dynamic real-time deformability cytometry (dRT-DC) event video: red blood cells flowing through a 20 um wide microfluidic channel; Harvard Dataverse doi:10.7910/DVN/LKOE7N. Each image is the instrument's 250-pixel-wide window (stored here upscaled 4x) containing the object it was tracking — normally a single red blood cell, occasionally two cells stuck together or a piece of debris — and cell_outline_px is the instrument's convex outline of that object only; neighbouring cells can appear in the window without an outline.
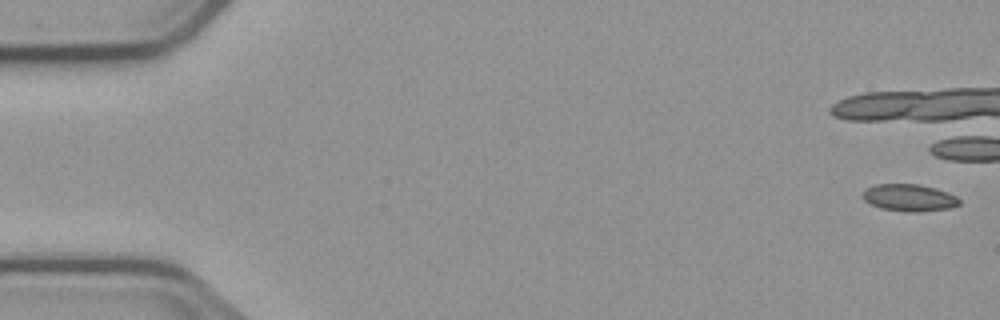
{"species": "common noctule bat (a hibernating species)", "species_latin": "Nyctalus noctula", "temperature_condition": "cold", "stored_images_in_passage": 10, "camera_frame_rate_fps": 3000, "um_per_image_px": 0.085, "animal": {"sex": "male", "body_mass_g": 23.1, "forearm_length_mm": 52.7}, "frame": {"image": 1, "passage_image": 1, "time_ms": 0.0, "image_size_px": [1000, 320], "cell_outline_px": [[960, 204], [952, 208], [920, 212], [904, 212], [880, 208], [864, 200], [860, 196], [868, 188], [876, 184], [920, 184], [936, 188], [948, 192], [956, 196], [960, 200]], "centroid_in_image_um": [77.31, 16.81], "position_along_channel_um": 7.7, "area_um2": 15.43}}